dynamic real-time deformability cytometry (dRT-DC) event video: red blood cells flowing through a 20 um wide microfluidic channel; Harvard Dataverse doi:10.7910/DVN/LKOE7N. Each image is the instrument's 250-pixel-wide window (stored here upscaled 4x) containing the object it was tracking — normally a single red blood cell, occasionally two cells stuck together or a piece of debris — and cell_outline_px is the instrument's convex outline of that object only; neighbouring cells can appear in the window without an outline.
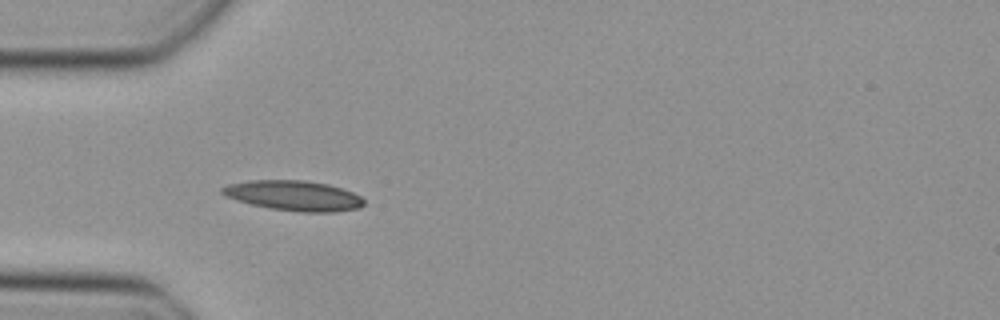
{"species": "Egyptian fruit bat (a non-hibernating species)", "species_latin": "Rousettus aegyptiacus", "temperature_condition": "cold", "stored_images_in_passage": 31, "camera_frame_rate_fps": 3000, "um_per_image_px": 0.085, "animal": {"sex": "female"}, "frame": {"image": 1, "passage_image": 4, "time_ms": 1.0, "image_size_px": [1000, 320], "cell_outline_px": [[364, 204], [360, 208], [336, 212], [304, 212], [272, 208], [252, 204], [236, 200], [224, 196], [220, 192], [220, 188], [228, 184], [252, 180], [304, 180], [328, 184], [352, 192], [360, 196], [364, 200]], "centroid_in_image_um": [24.96, 16.62], "position_along_channel_um": 60.0, "area_um2": 24.8}}
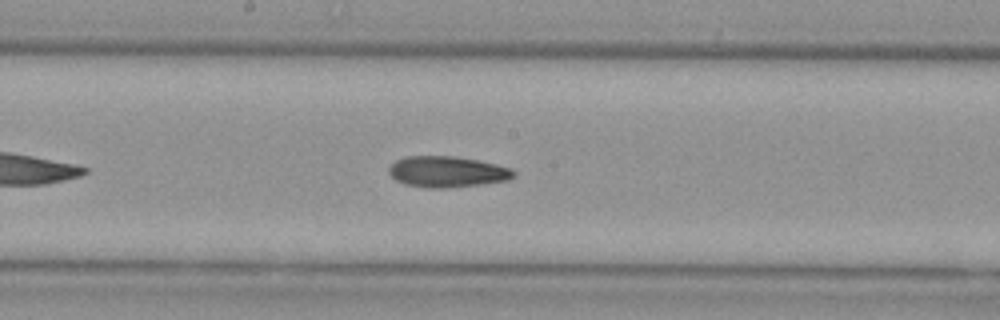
{"frame": {"image": 2, "passage_image": 15, "time_ms": 4.667, "image_size_px": [1000, 320], "cell_outline_px": [[516, 176], [508, 180], [480, 184], [444, 188], [428, 188], [404, 184], [396, 180], [388, 172], [388, 168], [396, 160], [404, 156], [456, 156], [496, 164], [512, 168], [516, 172]], "centroid_in_image_um": [38.01, 14.59], "position_along_channel_um": 210.2, "area_um2": 22.6}}
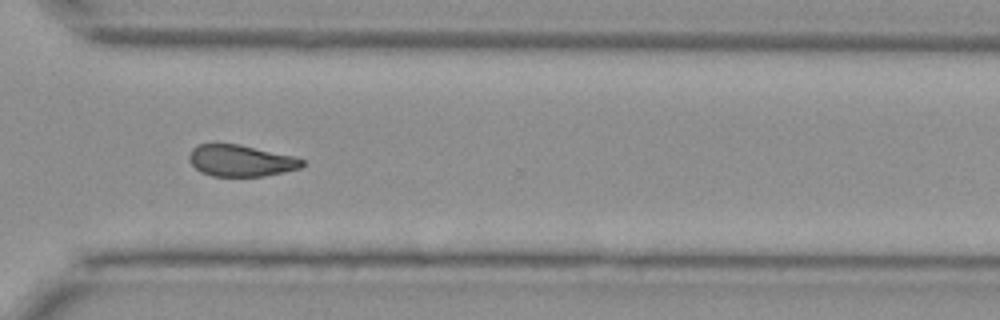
{"frame": {"image": 3, "passage_image": 25, "time_ms": 8.0, "image_size_px": [1000, 320], "cell_outline_px": [[304, 164], [300, 168], [284, 172], [264, 176], [212, 176], [200, 172], [188, 160], [188, 156], [192, 148], [196, 144], [216, 140], [240, 144], [296, 156], [304, 160]], "centroid_in_image_um": [20.41, 13.6], "position_along_channel_um": 350.2, "area_um2": 21.62}}